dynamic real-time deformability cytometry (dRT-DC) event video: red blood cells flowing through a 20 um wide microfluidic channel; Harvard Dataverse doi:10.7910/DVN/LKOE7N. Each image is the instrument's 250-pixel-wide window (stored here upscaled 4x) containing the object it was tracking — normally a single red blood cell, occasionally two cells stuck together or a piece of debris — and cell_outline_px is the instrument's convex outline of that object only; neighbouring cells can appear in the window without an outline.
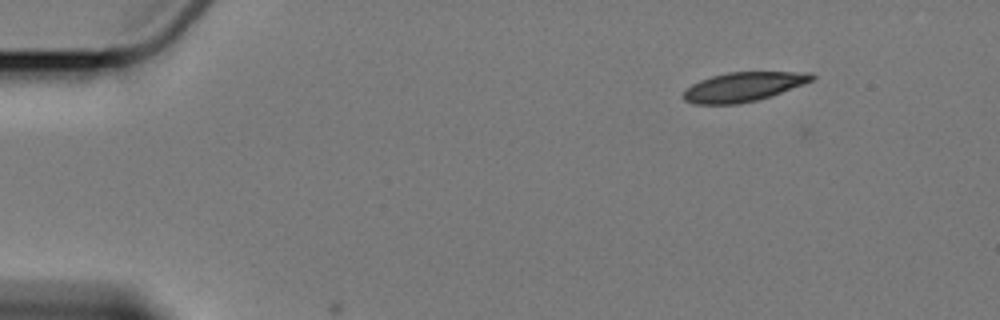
{"species": "Egyptian fruit bat (a non-hibernating species)", "species_latin": "Rousettus aegyptiacus", "temperature_condition": "cold", "stored_images_in_passage": 3, "camera_frame_rate_fps": 3000, "um_per_image_px": 0.085, "animal": {"sex": "female"}, "frame": {"image": 1, "passage_image": 1, "time_ms": 0.0, "image_size_px": [1000, 320], "cell_outline_px": [[816, 76], [812, 80], [804, 84], [772, 96], [740, 104], [692, 104], [684, 100], [684, 92], [692, 84], [700, 80], [712, 76], [728, 72], [812, 72]], "centroid_in_image_um": [63.21, 7.38], "position_along_channel_um": 21.8, "area_um2": 21.91}}